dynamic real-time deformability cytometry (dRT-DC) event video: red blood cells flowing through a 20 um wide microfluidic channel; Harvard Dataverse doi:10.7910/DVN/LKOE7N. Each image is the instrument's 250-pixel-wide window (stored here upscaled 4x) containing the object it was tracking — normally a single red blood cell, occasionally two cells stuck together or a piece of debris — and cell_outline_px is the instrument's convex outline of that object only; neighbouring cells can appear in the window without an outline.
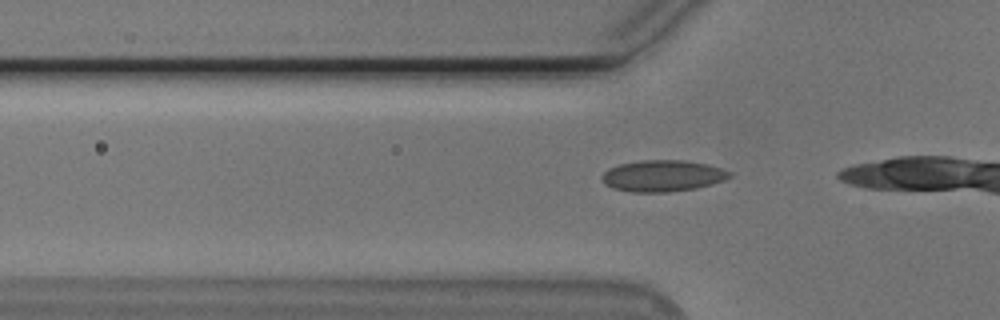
{"species": "Egyptian fruit bat (a non-hibernating species)", "species_latin": "Rousettus aegyptiacus", "temperature_condition": "cold", "stored_images_in_passage": 8, "camera_frame_rate_fps": 3000, "um_per_image_px": 0.085, "animal": {"sex": "male"}, "frame": {"image": 1, "passage_image": 3, "time_ms": 0.667, "image_size_px": [1000, 320], "cell_outline_px": [[732, 176], [724, 180], [712, 184], [696, 188], [668, 192], [632, 192], [612, 188], [604, 184], [600, 176], [608, 168], [620, 164], [640, 160], [680, 160], [708, 164], [732, 172]], "centroid_in_image_um": [56.31, 14.95], "position_along_channel_um": 69.5, "area_um2": 23.47}}
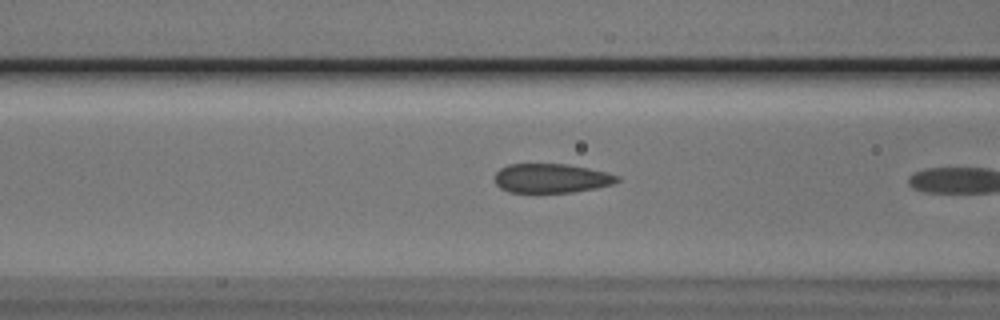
{"frame": {"image": 2, "passage_image": 7, "time_ms": 2.0, "image_size_px": [1000, 320], "cell_outline_px": [[620, 180], [612, 184], [596, 188], [572, 192], [508, 192], [500, 188], [496, 184], [496, 172], [500, 168], [508, 164], [568, 164], [588, 168], [620, 176]], "centroid_in_image_um": [46.86, 15.15], "position_along_channel_um": 119.7, "area_um2": 20.75}}